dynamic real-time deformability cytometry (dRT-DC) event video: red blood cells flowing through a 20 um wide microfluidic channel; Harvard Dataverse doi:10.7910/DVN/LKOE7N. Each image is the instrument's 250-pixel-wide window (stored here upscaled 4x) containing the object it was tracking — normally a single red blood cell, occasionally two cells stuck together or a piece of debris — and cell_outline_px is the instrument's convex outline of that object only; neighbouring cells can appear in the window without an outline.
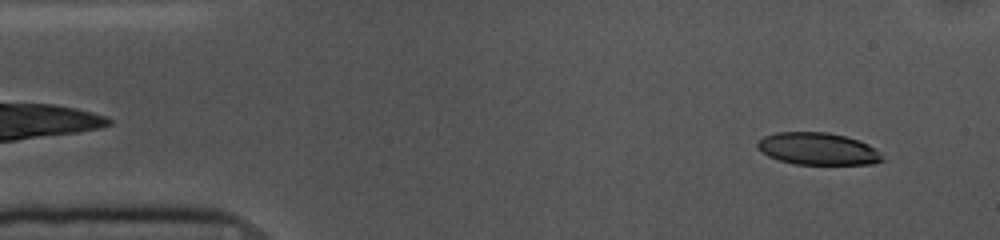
{"species": "common noctule bat (a hibernating species)", "species_latin": "Nyctalus noctula", "temperature_condition": "cold", "stored_images_in_passage": 53, "camera_frame_rate_fps": 3000, "um_per_image_px": 0.085, "animal": {"sex": "female", "body_mass_g": 10.0, "forearm_length_mm": 53.1}, "frame": {"image": 1, "passage_image": 3, "time_ms": 0.667, "image_size_px": [1000, 240], "cell_outline_px": [[884, 160], [872, 164], [796, 164], [780, 160], [768, 156], [760, 152], [756, 148], [756, 140], [764, 136], [776, 132], [828, 132], [844, 136], [868, 144], [880, 152]], "centroid_in_image_um": [69.46, 12.64], "position_along_channel_um": 15.5, "area_um2": 23.47}}
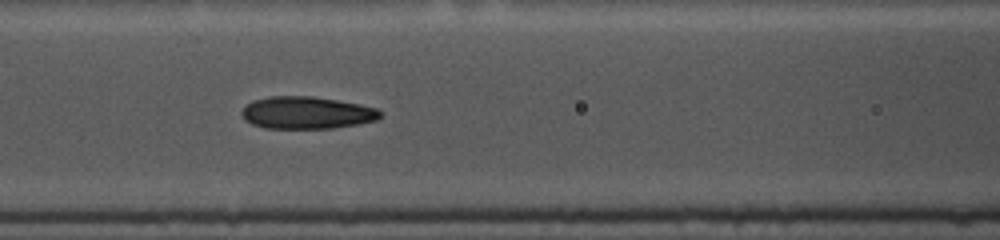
{"frame": {"image": 2, "passage_image": 20, "time_ms": 6.333, "image_size_px": [1000, 240], "cell_outline_px": [[380, 116], [376, 120], [360, 124], [332, 128], [264, 128], [252, 124], [244, 120], [240, 112], [252, 100], [268, 96], [312, 96], [360, 104], [380, 108]], "centroid_in_image_um": [26.06, 9.58], "position_along_channel_um": 140.5, "area_um2": 26.18}}
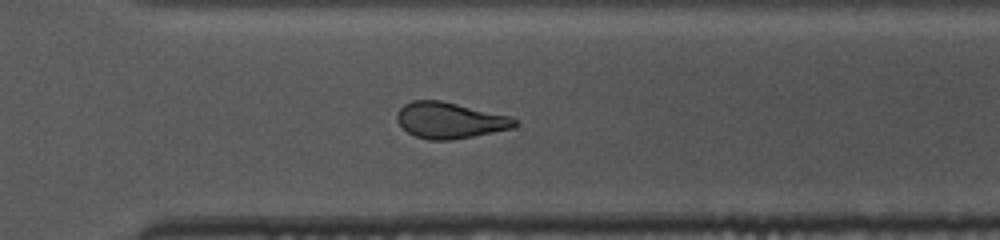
{"frame": {"image": 3, "passage_image": 36, "time_ms": 11.667, "image_size_px": [1000, 240], "cell_outline_px": [[520, 124], [512, 128], [452, 140], [428, 140], [416, 136], [408, 132], [396, 120], [396, 116], [400, 108], [404, 104], [412, 100], [440, 100], [512, 116], [520, 120]], "centroid_in_image_um": [38.27, 10.22], "position_along_channel_um": 332.3, "area_um2": 24.85}, "authors_computed_cell_mechanics": {"area_um2": 25.5476, "velocity_mm_per_s": 3.6158, "shape_relaxation_time_tau1_ms": 5.0122, "shape_relaxation_time_tau2_ms": 3.0829, "deformation_change_tau1": 0.1607, "deformation_change_tau2": 0.1089}}